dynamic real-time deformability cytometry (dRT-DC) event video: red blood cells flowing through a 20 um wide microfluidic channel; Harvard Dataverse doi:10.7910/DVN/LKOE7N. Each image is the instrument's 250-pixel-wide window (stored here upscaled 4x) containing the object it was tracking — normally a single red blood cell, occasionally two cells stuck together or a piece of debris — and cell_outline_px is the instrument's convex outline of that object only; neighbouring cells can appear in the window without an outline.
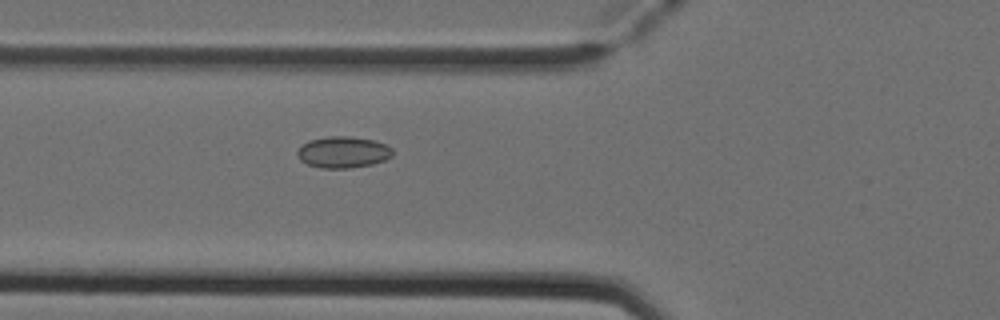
{"species": "Egyptian fruit bat (a non-hibernating species)", "species_latin": "Rousettus aegyptiacus", "temperature_condition": "cold", "stored_images_in_passage": 4, "camera_frame_rate_fps": 3000, "um_per_image_px": 0.085, "animal": {"sex": "female"}, "frame": {"image": 1, "passage_image": 4, "time_ms": 1.0, "image_size_px": [1000, 320], "cell_outline_px": [[392, 156], [384, 160], [372, 164], [348, 168], [320, 168], [308, 164], [300, 160], [296, 152], [308, 140], [328, 136], [352, 136], [372, 140], [384, 144], [392, 148]], "centroid_in_image_um": [29.15, 12.93], "position_along_channel_um": 96.7, "area_um2": 17.34}}